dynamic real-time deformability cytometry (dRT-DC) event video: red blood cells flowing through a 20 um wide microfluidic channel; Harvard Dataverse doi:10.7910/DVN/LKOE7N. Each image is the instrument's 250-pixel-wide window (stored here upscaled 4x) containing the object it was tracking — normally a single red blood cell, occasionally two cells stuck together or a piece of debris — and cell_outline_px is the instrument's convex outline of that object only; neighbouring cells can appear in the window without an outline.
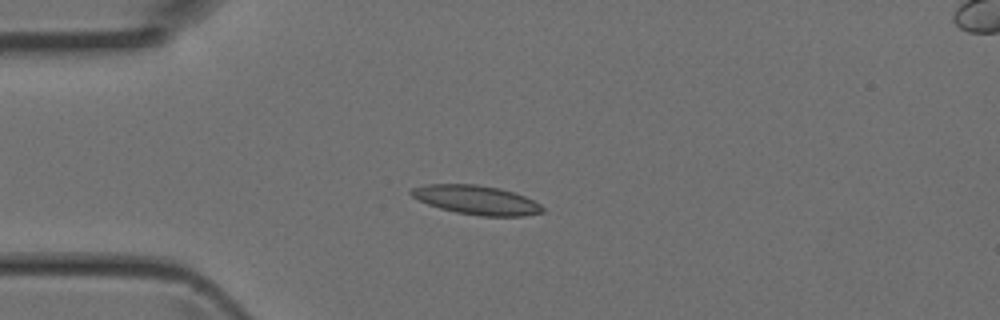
{"species": "Egyptian fruit bat (a non-hibernating species)", "species_latin": "Rousettus aegyptiacus", "temperature_condition": "room temperature", "stored_images_in_passage": 4, "camera_frame_rate_fps": 3000, "um_per_image_px": 0.085, "animal": {"sex": "female"}, "frame": {"image": 1, "passage_image": 3, "time_ms": 0.667, "image_size_px": [1000, 320], "cell_outline_px": [[544, 212], [524, 216], [480, 216], [456, 212], [440, 208], [428, 204], [412, 196], [408, 192], [412, 188], [428, 184], [476, 184], [500, 188], [524, 196], [540, 204], [544, 208]], "centroid_in_image_um": [40.5, 17.0], "position_along_channel_um": 44.5, "area_um2": 22.14}}